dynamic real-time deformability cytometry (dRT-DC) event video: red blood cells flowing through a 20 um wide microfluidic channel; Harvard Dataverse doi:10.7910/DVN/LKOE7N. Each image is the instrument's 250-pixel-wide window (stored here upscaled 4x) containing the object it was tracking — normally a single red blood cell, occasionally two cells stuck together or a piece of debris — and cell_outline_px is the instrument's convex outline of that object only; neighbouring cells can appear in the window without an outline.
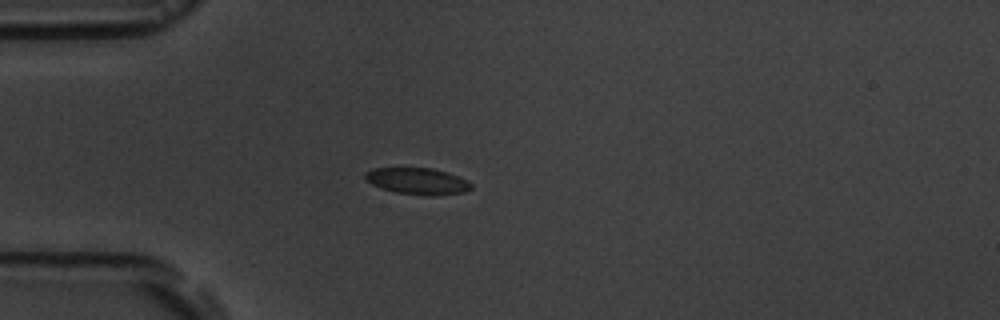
{"species": "common noctule bat (a hibernating species)", "species_latin": "Nyctalus noctula", "temperature_condition": "room temperature", "stored_images_in_passage": 6, "camera_frame_rate_fps": 3000, "um_per_image_px": 0.085, "animal": {"sex": "male", "body_mass_g": 19.5, "forearm_length_mm": 54.6}, "frame": {"image": 1, "passage_image": 3, "time_ms": 2.333, "image_size_px": [1000, 320], "cell_outline_px": [[472, 188], [464, 192], [436, 196], [424, 196], [396, 192], [380, 188], [364, 180], [364, 172], [372, 168], [432, 168], [448, 172], [468, 180], [472, 184]], "centroid_in_image_um": [35.48, 15.4], "position_along_channel_um": 49.5, "area_um2": 16.7}}
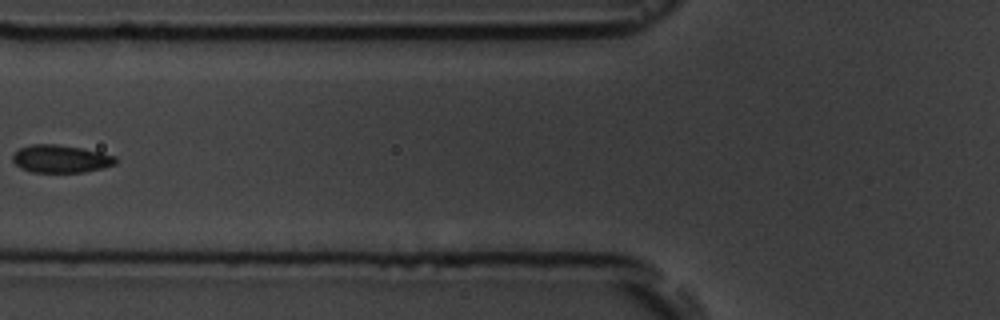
{"frame": {"image": 2, "passage_image": 5, "time_ms": 4.667, "image_size_px": [1000, 320], "cell_outline_px": [[116, 164], [104, 168], [84, 172], [32, 172], [20, 168], [12, 160], [12, 156], [20, 148], [32, 144], [56, 144], [80, 148], [100, 152], [116, 156]], "centroid_in_image_um": [5.17, 13.51], "position_along_channel_um": 120.6, "area_um2": 16.59}}
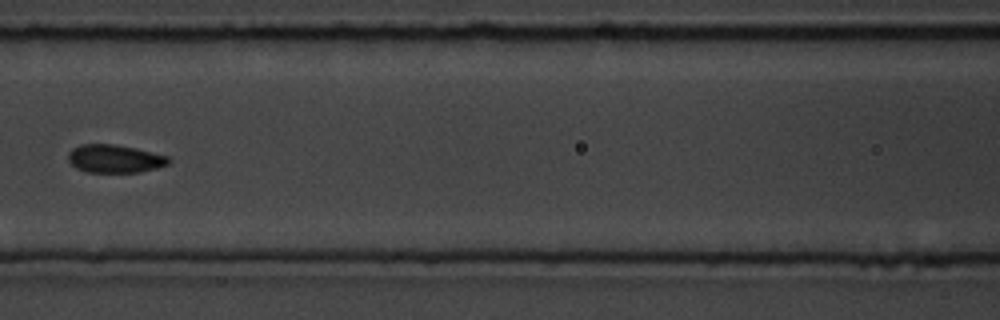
{"frame": {"image": 3, "passage_image": 6, "time_ms": 5.667, "image_size_px": [1000, 320], "cell_outline_px": [[172, 160], [168, 164], [156, 168], [140, 172], [88, 172], [76, 168], [68, 160], [68, 152], [72, 148], [80, 144], [116, 144], [136, 148], [168, 156]], "centroid_in_image_um": [9.75, 13.48], "position_along_channel_um": 156.8, "area_um2": 16.53}}